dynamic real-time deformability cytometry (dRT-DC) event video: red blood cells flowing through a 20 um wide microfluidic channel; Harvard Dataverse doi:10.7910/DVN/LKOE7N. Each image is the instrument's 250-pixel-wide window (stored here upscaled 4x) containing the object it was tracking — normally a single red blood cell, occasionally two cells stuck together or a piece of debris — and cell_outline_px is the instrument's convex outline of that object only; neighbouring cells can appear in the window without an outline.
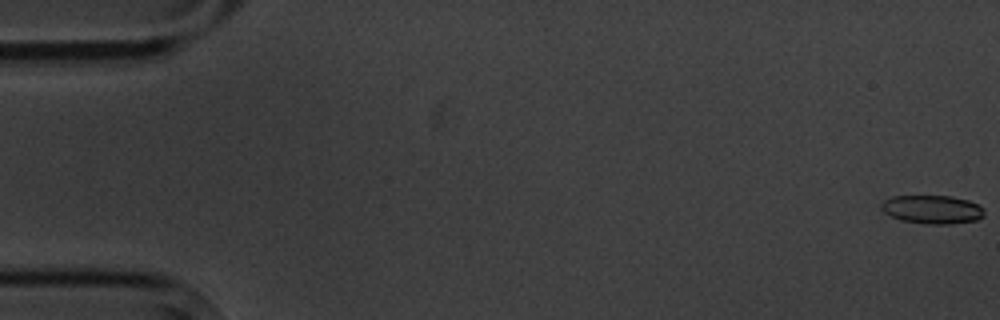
{"species": "common noctule bat (a hibernating species)", "species_latin": "Nyctalus noctula", "temperature_condition": "cold", "stored_images_in_passage": 3, "segment_of_instrument_passage": [2, 2], "camera_frame_rate_fps": 3000, "um_per_image_px": 0.085, "animal": {"sex": "male", "body_mass_g": 20.1, "forearm_length_mm": 53.5}, "frame": {"image": 1, "passage_image": 3, "time_ms": 3.333, "image_size_px": [1000, 320], "cell_outline_px": [[984, 216], [976, 220], [948, 224], [928, 224], [900, 220], [884, 212], [880, 208], [880, 204], [884, 200], [892, 196], [952, 196], [968, 200], [984, 208]], "centroid_in_image_um": [79.23, 17.8], "position_along_channel_um": 5.8, "area_um2": 17.11}}